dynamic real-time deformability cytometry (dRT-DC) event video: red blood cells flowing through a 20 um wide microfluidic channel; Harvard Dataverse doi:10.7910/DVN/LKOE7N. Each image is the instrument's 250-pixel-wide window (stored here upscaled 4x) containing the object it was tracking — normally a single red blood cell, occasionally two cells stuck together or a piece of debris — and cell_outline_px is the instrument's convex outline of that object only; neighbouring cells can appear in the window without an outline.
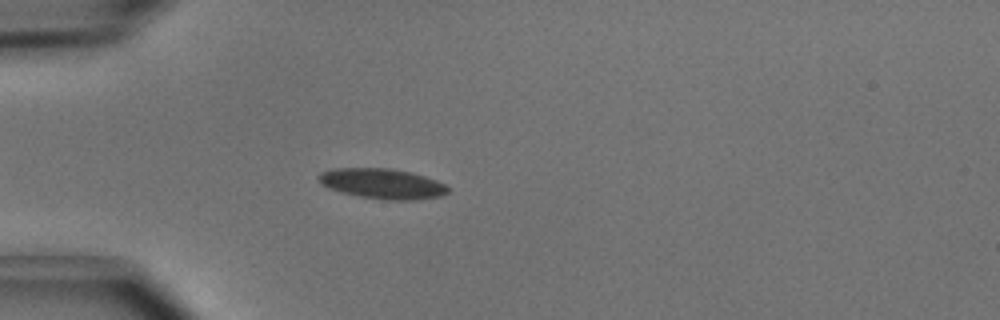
{"species": "common noctule bat (a hibernating species)", "species_latin": "Nyctalus noctula", "temperature_condition": "cold", "stored_images_in_passage": 4, "camera_frame_rate_fps": 3000, "um_per_image_px": 0.085, "animal": {"sex": "male", "body_mass_g": 15.6}, "frame": {"image": 1, "passage_image": 4, "time_ms": 1.0, "image_size_px": [1000, 320], "cell_outline_px": [[448, 192], [440, 196], [416, 200], [384, 200], [360, 196], [340, 192], [328, 188], [320, 184], [316, 176], [320, 172], [332, 168], [388, 168], [412, 172], [436, 180], [444, 184], [448, 188]], "centroid_in_image_um": [32.44, 15.61], "position_along_channel_um": 52.6, "area_um2": 22.95}}